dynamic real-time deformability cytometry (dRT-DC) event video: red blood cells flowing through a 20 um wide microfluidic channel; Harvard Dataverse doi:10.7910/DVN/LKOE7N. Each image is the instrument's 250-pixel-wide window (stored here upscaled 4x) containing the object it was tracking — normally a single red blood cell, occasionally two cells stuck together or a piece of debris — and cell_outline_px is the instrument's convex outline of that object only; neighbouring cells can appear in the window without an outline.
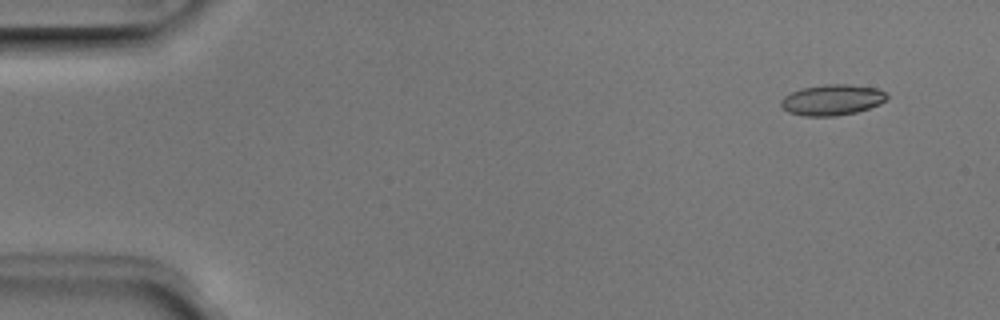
{"species": "Egyptian fruit bat (a non-hibernating species)", "species_latin": "Rousettus aegyptiacus", "temperature_condition": "room temperature", "stored_images_in_passage": 4, "camera_frame_rate_fps": 3000, "um_per_image_px": 0.085, "animal": {"sex": "male"}, "frame": {"image": 1, "passage_image": 1, "time_ms": 0.0, "image_size_px": [1000, 320], "cell_outline_px": [[888, 96], [880, 104], [856, 112], [836, 116], [804, 116], [788, 112], [780, 104], [780, 100], [784, 96], [800, 88], [824, 84], [848, 84], [876, 88], [884, 92]], "centroid_in_image_um": [70.7, 8.48], "position_along_channel_um": 14.3, "area_um2": 18.96}}
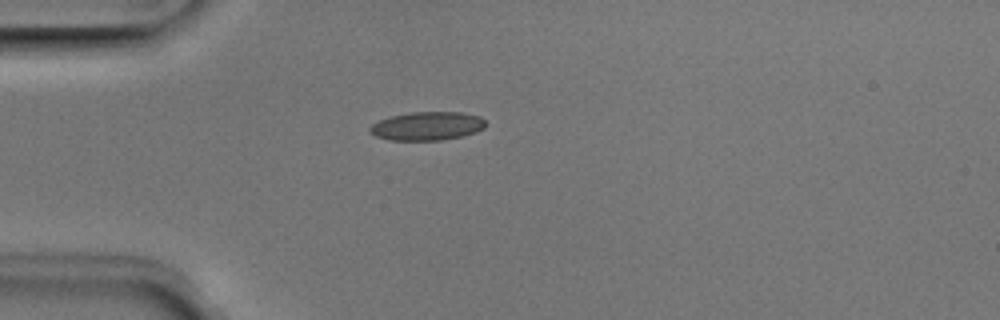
{"frame": {"image": 2, "passage_image": 3, "time_ms": 0.667, "image_size_px": [1000, 320], "cell_outline_px": [[484, 128], [476, 132], [460, 136], [440, 140], [388, 140], [376, 136], [368, 132], [368, 128], [372, 124], [380, 120], [392, 116], [412, 112], [460, 112], [480, 116], [484, 120]], "centroid_in_image_um": [36.28, 10.71], "position_along_channel_um": 48.7, "area_um2": 19.13}}